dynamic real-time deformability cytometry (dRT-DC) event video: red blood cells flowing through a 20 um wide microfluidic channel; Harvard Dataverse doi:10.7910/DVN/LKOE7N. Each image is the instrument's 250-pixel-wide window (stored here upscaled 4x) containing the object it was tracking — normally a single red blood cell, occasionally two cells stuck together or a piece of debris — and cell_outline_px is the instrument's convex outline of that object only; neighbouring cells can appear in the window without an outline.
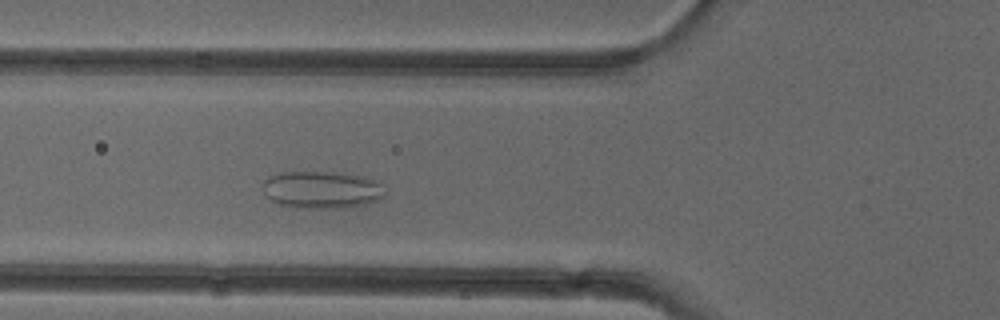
{"species": "common noctule bat (a hibernating species)", "species_latin": "Nyctalus noctula", "temperature_condition": "cold", "stored_images_in_passage": 48, "camera_frame_rate_fps": 3000, "um_per_image_px": 0.085, "animal": {"sex": "female"}, "frame": {"image": 1, "passage_image": 15, "time_ms": 4.667, "image_size_px": [1000, 320], "cell_outline_px": [[384, 196], [380, 200], [368, 204], [344, 208], [296, 208], [280, 204], [272, 200], [264, 192], [260, 184], [264, 180], [280, 172], [332, 172], [360, 176], [372, 180], [380, 184]], "centroid_in_image_um": [27.32, 16.14], "position_along_channel_um": 98.5, "area_um2": 26.47}}
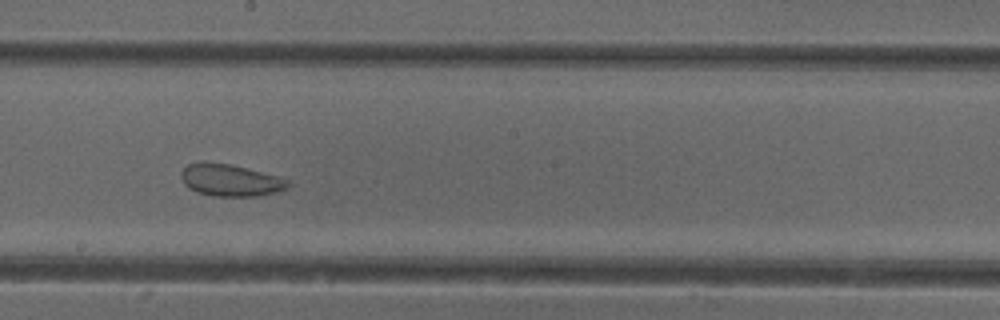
{"frame": {"image": 2, "passage_image": 25, "time_ms": 8.0, "image_size_px": [1000, 320], "cell_outline_px": [[288, 188], [276, 192], [260, 196], [212, 196], [196, 192], [188, 188], [184, 184], [180, 176], [180, 172], [188, 164], [200, 160], [232, 164], [276, 176], [288, 180]], "centroid_in_image_um": [19.51, 15.3], "position_along_channel_um": 228.7, "area_um2": 20.17}}
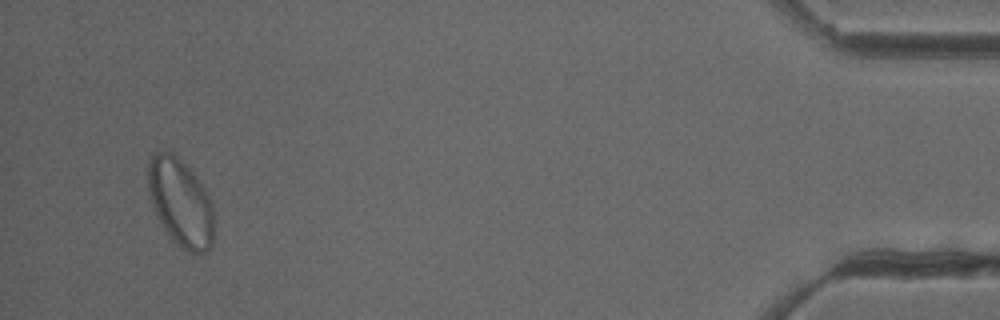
{"frame": {"image": 3, "passage_image": 46, "time_ms": 15.0, "image_size_px": [1000, 320], "cell_outline_px": [[212, 248], [200, 256], [188, 252], [180, 248], [172, 240], [164, 228], [152, 204], [148, 188], [148, 160], [156, 152], [172, 152], [180, 156], [196, 176], [212, 200]], "centroid_in_image_um": [15.36, 17.22], "position_along_channel_um": 419.8, "area_um2": 33.93}, "authors_computed_cell_mechanics": {"area_um2": 27.3683, "velocity_mm_per_s": 3.8883, "shape_relaxation_time_tau1_ms": null, "shape_relaxation_time_tau2_ms": 1.0943, "deformation_change_tau1": null, "deformation_change_tau2": 0.0601}}